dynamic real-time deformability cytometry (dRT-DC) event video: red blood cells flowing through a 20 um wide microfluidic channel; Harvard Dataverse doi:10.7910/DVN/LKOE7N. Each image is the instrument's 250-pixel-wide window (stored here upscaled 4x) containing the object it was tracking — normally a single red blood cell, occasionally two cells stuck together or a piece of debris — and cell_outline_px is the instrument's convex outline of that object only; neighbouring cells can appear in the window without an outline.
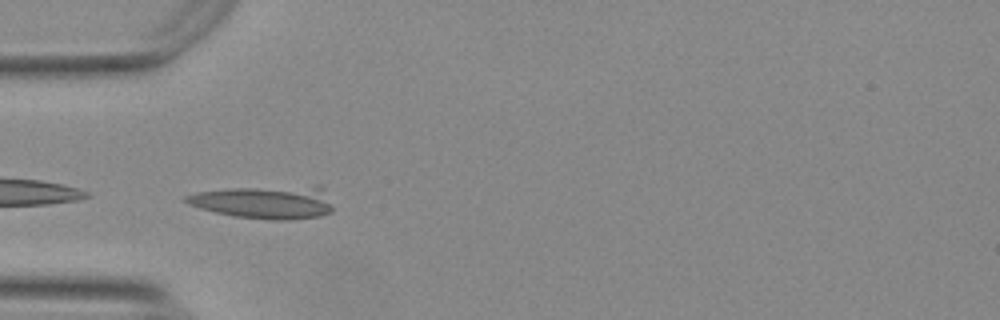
{"species": "Egyptian fruit bat (a non-hibernating species)", "species_latin": "Rousettus aegyptiacus", "temperature_condition": "warm", "stored_images_in_passage": 24, "camera_frame_rate_fps": 3000, "um_per_image_px": 0.085, "animal": {"sex": "female"}, "frame": {"image": 1, "passage_image": 1, "time_ms": 0.0, "image_size_px": [1000, 320], "cell_outline_px": [[332, 212], [320, 216], [292, 220], [272, 220], [232, 216], [200, 208], [188, 204], [184, 200], [184, 196], [200, 192], [232, 188], [316, 184], [320, 184], [324, 188], [332, 208]], "centroid_in_image_um": [22.59, 17.16], "position_along_channel_um": 62.4, "area_um2": 28.78}}
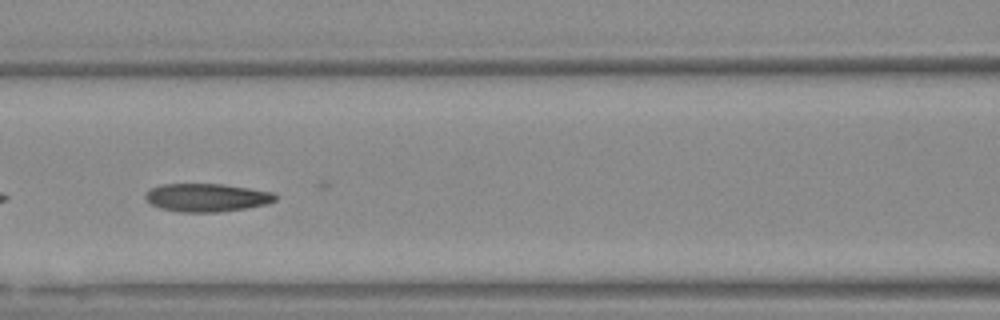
{"frame": {"image": 2, "passage_image": 8, "time_ms": 2.333, "image_size_px": [1000, 320], "cell_outline_px": [[276, 200], [268, 204], [248, 208], [220, 212], [180, 212], [160, 208], [152, 204], [144, 196], [152, 188], [164, 184], [224, 184], [272, 192], [276, 196]], "centroid_in_image_um": [17.61, 16.8], "position_along_channel_um": 149.0, "area_um2": 21.21}}
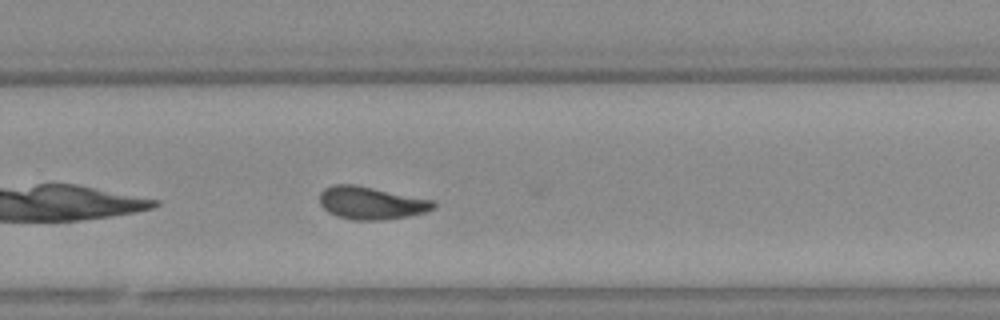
{"frame": {"image": 3, "passage_image": 20, "time_ms": 6.333, "image_size_px": [1000, 320], "cell_outline_px": [[436, 208], [424, 212], [408, 216], [384, 220], [352, 220], [336, 216], [328, 212], [320, 204], [320, 192], [324, 188], [332, 184], [352, 184], [432, 200], [436, 204]], "centroid_in_image_um": [31.51, 17.26], "position_along_channel_um": 298.3, "area_um2": 21.56}}